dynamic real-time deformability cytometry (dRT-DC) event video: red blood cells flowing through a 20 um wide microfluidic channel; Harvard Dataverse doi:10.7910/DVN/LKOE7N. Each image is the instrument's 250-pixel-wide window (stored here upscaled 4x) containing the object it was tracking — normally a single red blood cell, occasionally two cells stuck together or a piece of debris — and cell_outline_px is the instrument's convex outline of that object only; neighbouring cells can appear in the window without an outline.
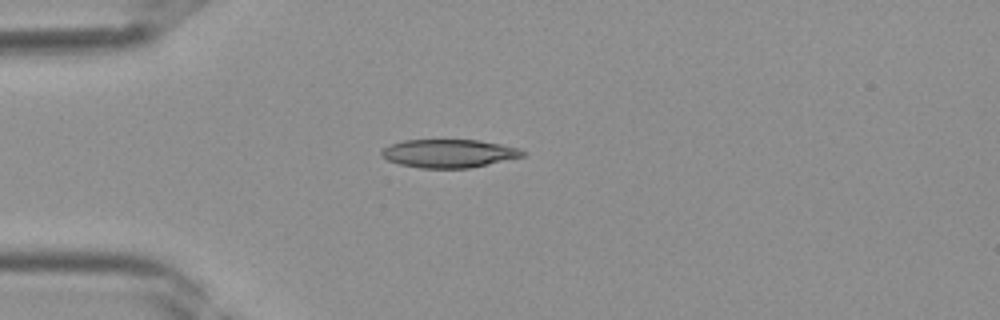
{"species": "Egyptian fruit bat (a non-hibernating species)", "species_latin": "Rousettus aegyptiacus", "temperature_condition": "room temperature", "stored_images_in_passage": 30, "camera_frame_rate_fps": 3000, "um_per_image_px": 0.085, "frame": {"image": 1, "passage_image": 1, "time_ms": 0.0, "image_size_px": [1000, 320], "cell_outline_px": [[524, 156], [468, 168], [420, 168], [400, 164], [388, 160], [380, 156], [380, 152], [384, 148], [392, 144], [404, 140], [476, 140], [500, 144], [520, 148], [524, 152]], "centroid_in_image_um": [38.13, 13.04], "position_along_channel_um": 46.9, "area_um2": 23.0}}
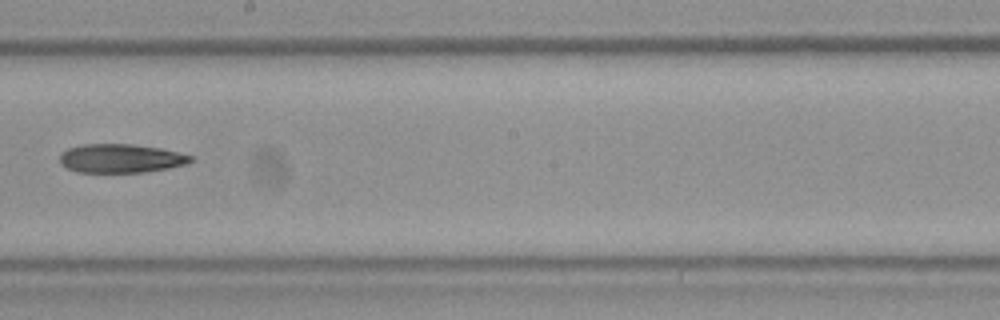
{"frame": {"image": 2, "passage_image": 13, "time_ms": 4.0, "image_size_px": [1000, 320], "cell_outline_px": [[192, 160], [188, 164], [168, 168], [144, 172], [76, 172], [60, 164], [60, 152], [68, 148], [84, 144], [132, 144], [160, 148], [192, 156]], "centroid_in_image_um": [10.24, 13.46], "position_along_channel_um": 238.0, "area_um2": 21.91}}
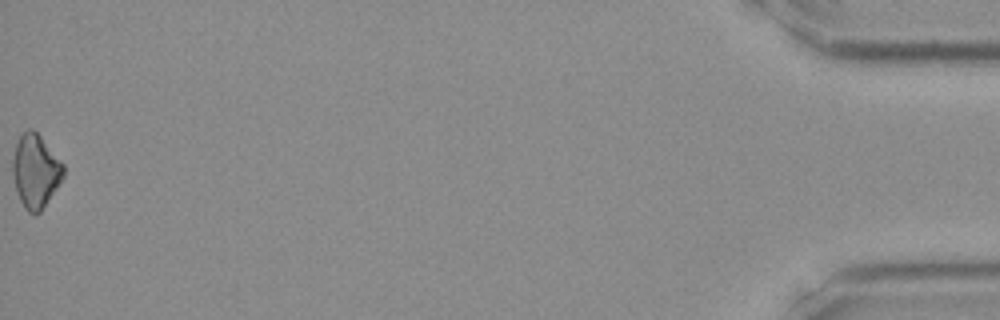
{"frame": {"image": 3, "passage_image": 30, "time_ms": 9.667, "image_size_px": [1000, 320], "cell_outline_px": [[64, 176], [40, 212], [36, 216], [28, 212], [24, 208], [16, 192], [12, 176], [12, 156], [16, 144], [20, 136], [28, 128], [32, 128], [40, 136], [64, 164]], "centroid_in_image_um": [2.99, 14.56], "position_along_channel_um": 432.2, "area_um2": 21.79}}